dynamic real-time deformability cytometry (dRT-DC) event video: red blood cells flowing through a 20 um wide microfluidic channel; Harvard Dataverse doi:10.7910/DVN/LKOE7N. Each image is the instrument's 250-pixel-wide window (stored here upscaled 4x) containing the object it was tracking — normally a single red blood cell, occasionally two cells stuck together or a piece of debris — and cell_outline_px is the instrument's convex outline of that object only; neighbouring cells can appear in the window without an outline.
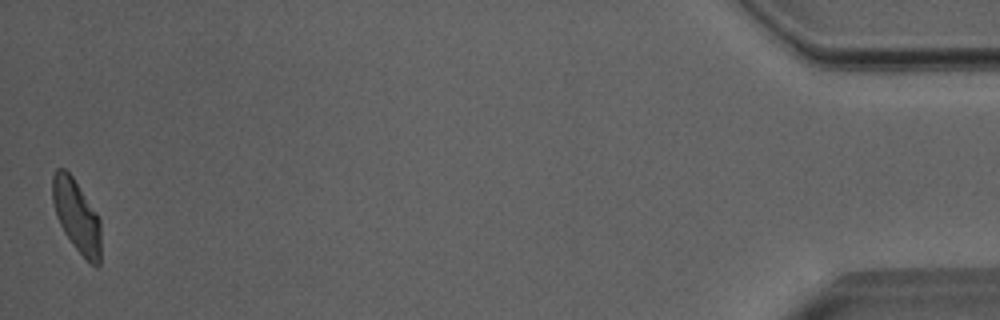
{"species": "Egyptian fruit bat (a non-hibernating species)", "species_latin": "Rousettus aegyptiacus", "temperature_condition": "room temperature", "stored_images_in_passage": 39, "camera_frame_rate_fps": 3000, "um_per_image_px": 0.085, "animal": {"sex": "male"}, "frame": {"image": 1, "passage_image": 39, "time_ms": 12.667, "image_size_px": [1000, 320], "cell_outline_px": [[100, 264], [96, 268], [72, 244], [64, 232], [56, 216], [52, 200], [52, 176], [56, 168], [64, 168], [72, 176], [96, 212], [100, 220]], "centroid_in_image_um": [6.5, 18.34], "position_along_channel_um": 428.7, "area_um2": 20.29}, "authors_computed_cell_mechanics": {"area_um2": 20.9814, "velocity_mm_per_s": 3.9906, "shape_relaxation_time_tau1_ms": 5.1801, "shape_relaxation_time_tau2_ms": 1.623, "deformation_change_tau1": 0.1627, "deformation_change_tau2": 0.0727}}